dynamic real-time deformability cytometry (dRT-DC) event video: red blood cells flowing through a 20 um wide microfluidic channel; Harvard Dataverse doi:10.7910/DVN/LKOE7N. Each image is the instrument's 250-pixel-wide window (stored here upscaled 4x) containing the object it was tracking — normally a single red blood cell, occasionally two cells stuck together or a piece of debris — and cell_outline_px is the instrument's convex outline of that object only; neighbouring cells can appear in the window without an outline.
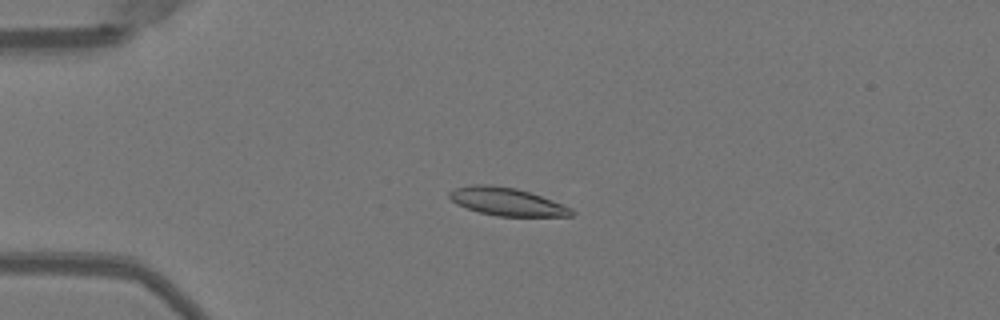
{"species": "Egyptian fruit bat (a non-hibernating species)", "species_latin": "Rousettus aegyptiacus", "temperature_condition": "warm", "stored_images_in_passage": 52, "camera_frame_rate_fps": 3000, "um_per_image_px": 0.085, "animal": {"sex": "female"}, "frame": {"image": 1, "passage_image": 14, "time_ms": 4.333, "image_size_px": [1000, 320], "cell_outline_px": [[576, 212], [572, 216], [496, 216], [480, 212], [456, 204], [448, 196], [448, 192], [456, 188], [472, 184], [488, 184], [516, 188], [540, 196], [572, 208]], "centroid_in_image_um": [43.07, 17.14], "position_along_channel_um": 41.9, "area_um2": 19.71}}
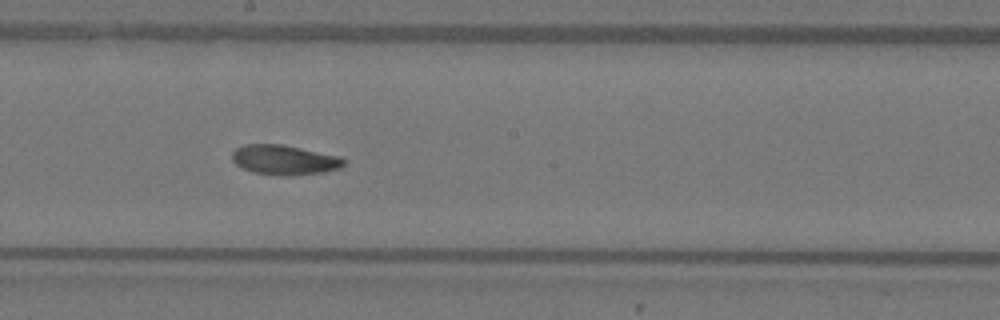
{"frame": {"image": 2, "passage_image": 30, "time_ms": 9.667, "image_size_px": [1000, 320], "cell_outline_px": [[348, 160], [340, 168], [324, 172], [284, 176], [280, 176], [252, 172], [236, 164], [232, 160], [232, 152], [236, 148], [244, 144], [280, 144], [340, 156]], "centroid_in_image_um": [24.18, 13.59], "position_along_channel_um": 224.0, "area_um2": 19.42}}
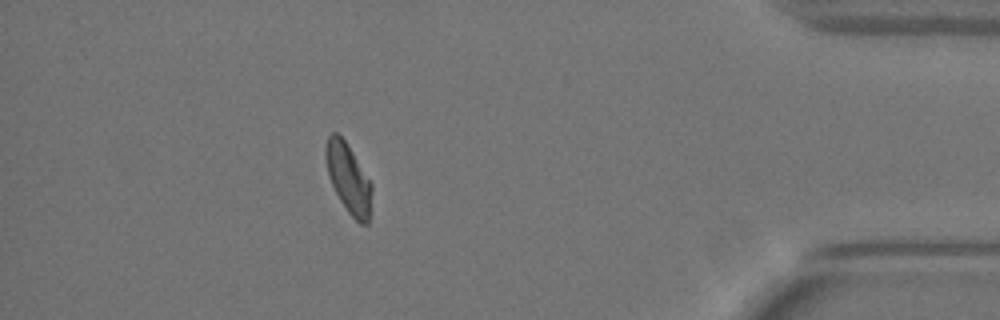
{"frame": {"image": 3, "passage_image": 47, "time_ms": 15.333, "image_size_px": [1000, 320], "cell_outline_px": [[372, 188], [368, 224], [360, 224], [348, 212], [340, 200], [328, 176], [324, 152], [324, 148], [328, 136], [332, 132], [336, 132], [344, 140], [352, 152], [372, 184]], "centroid_in_image_um": [29.59, 15.15], "position_along_channel_um": 405.6, "area_um2": 18.38}, "authors_computed_cell_mechanics": {"area_um2": 19.3341, "velocity_mm_per_s": 3.9776, "shape_relaxation_time_tau1_ms": 4.0235, "shape_relaxation_time_tau2_ms": 2.8541, "deformation_change_tau1": 0.1454, "deformation_change_tau2": 0.0866}}